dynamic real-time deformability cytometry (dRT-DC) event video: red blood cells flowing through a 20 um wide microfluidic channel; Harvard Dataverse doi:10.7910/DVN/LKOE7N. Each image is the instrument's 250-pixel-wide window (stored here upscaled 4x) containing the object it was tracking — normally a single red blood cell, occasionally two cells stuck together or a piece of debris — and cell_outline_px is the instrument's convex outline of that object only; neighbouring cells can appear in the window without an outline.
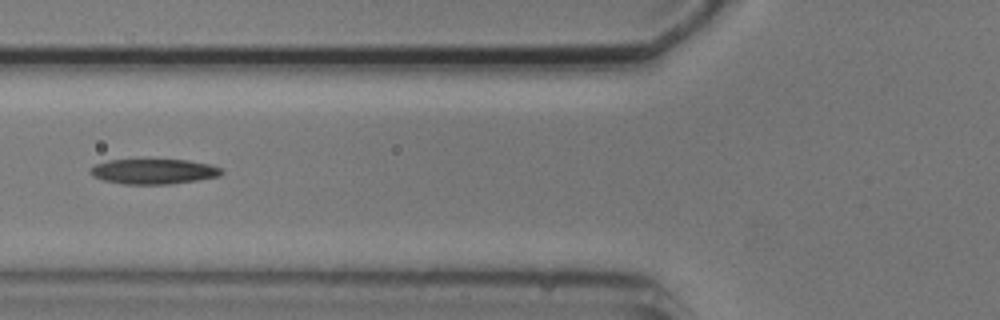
{"species": "common noctule bat (a hibernating species)", "species_latin": "Nyctalus noctula", "temperature_condition": "cold", "stored_images_in_passage": 6, "camera_frame_rate_fps": 3000, "um_per_image_px": 0.085, "animal": {"sex": "male", "body_mass_g": 20.5, "forearm_length_mm": 52.5}, "frame": {"image": 1, "passage_image": 6, "time_ms": 7.0, "image_size_px": [1000, 320], "cell_outline_px": [[224, 172], [220, 176], [196, 180], [168, 184], [124, 184], [104, 180], [92, 176], [88, 172], [96, 164], [108, 160], [188, 160], [208, 164], [220, 168]], "centroid_in_image_um": [13.05, 14.57], "position_along_channel_um": 112.8, "area_um2": 19.02}}